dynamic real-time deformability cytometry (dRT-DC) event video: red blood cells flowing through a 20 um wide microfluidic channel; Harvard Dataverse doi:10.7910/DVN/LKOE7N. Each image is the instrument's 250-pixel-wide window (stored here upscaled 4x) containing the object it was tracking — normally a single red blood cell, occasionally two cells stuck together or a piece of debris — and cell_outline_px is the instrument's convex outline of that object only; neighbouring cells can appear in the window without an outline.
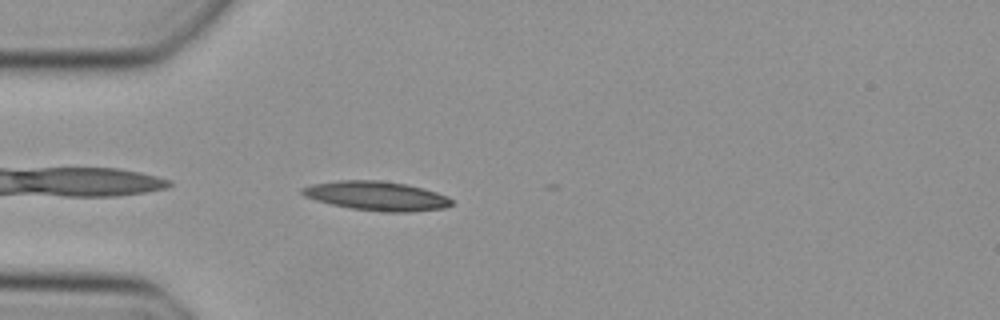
{"species": "Egyptian fruit bat (a non-hibernating species)", "species_latin": "Rousettus aegyptiacus", "temperature_condition": "cold", "stored_images_in_passage": 7, "camera_frame_rate_fps": 3000, "um_per_image_px": 0.085, "animal": {"sex": "female"}, "frame": {"image": 1, "passage_image": 1, "time_ms": 0.0, "image_size_px": [1000, 320], "cell_outline_px": [[452, 204], [444, 208], [408, 212], [388, 212], [352, 208], [332, 204], [316, 200], [304, 196], [300, 192], [300, 188], [312, 184], [340, 180], [380, 180], [408, 184], [424, 188], [448, 196], [452, 200]], "centroid_in_image_um": [32.02, 16.64], "position_along_channel_um": 53.0, "area_um2": 25.37}}
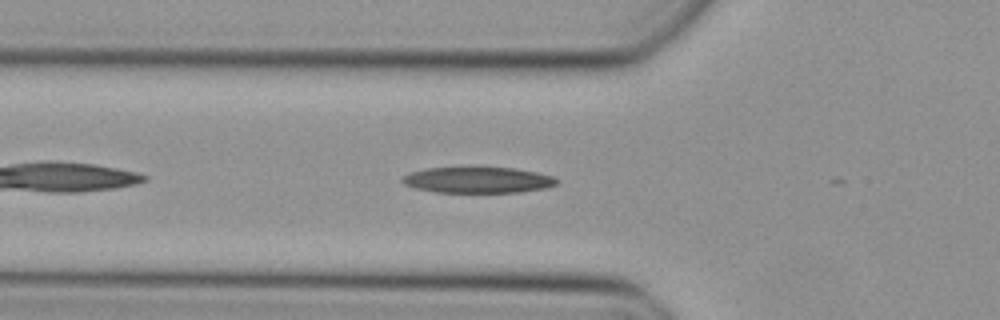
{"frame": {"image": 2, "passage_image": 4, "time_ms": 1.0, "image_size_px": [1000, 320], "cell_outline_px": [[560, 180], [556, 184], [544, 188], [520, 192], [436, 192], [416, 188], [404, 184], [400, 180], [404, 176], [412, 172], [428, 168], [512, 168], [536, 172], [556, 176]], "centroid_in_image_um": [40.66, 15.3], "position_along_channel_um": 85.1, "area_um2": 23.12}}